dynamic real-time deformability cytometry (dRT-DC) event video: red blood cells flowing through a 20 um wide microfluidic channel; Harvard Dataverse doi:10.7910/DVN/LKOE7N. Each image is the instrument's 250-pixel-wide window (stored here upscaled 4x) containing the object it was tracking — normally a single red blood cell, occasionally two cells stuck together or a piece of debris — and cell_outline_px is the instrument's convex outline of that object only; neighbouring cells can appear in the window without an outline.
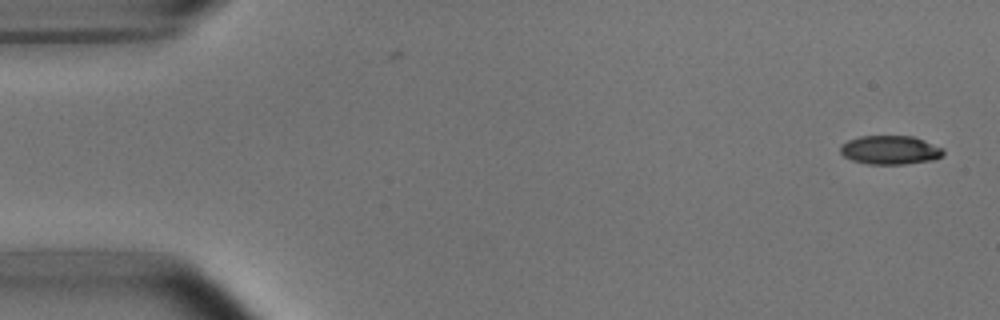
{"species": "common noctule bat (a hibernating species)", "species_latin": "Nyctalus noctula", "temperature_condition": "room temperature", "stored_images_in_passage": 53, "camera_frame_rate_fps": 3000, "um_per_image_px": 0.085, "animal": {"sex": "male", "body_mass_g": 15.6}, "frame": {"image": 1, "passage_image": 1, "time_ms": 0.0, "image_size_px": [1000, 320], "cell_outline_px": [[944, 156], [932, 160], [904, 164], [868, 164], [852, 160], [844, 156], [840, 152], [840, 144], [848, 140], [860, 136], [912, 136], [924, 140], [944, 148]], "centroid_in_image_um": [75.67, 12.75], "position_along_channel_um": 9.3, "area_um2": 17.4}}
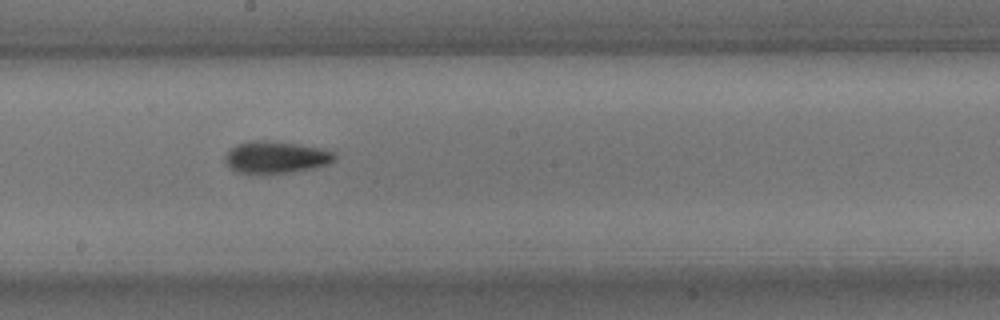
{"frame": {"image": 2, "passage_image": 28, "time_ms": 9.0, "image_size_px": [1000, 320], "cell_outline_px": [[336, 160], [328, 164], [312, 168], [292, 172], [236, 172], [224, 160], [224, 156], [236, 144], [252, 140], [264, 140], [296, 144], [320, 148], [336, 152]], "centroid_in_image_um": [23.48, 13.34], "position_along_channel_um": 224.7, "area_um2": 20.06}}
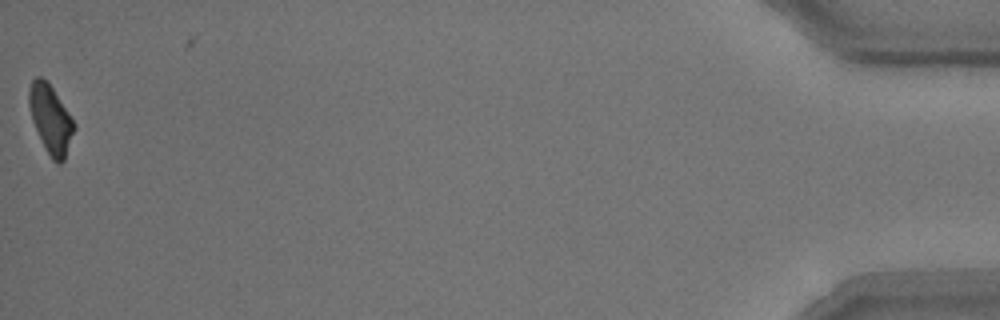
{"frame": {"image": 3, "passage_image": 52, "time_ms": 17.0, "image_size_px": [1000, 320], "cell_outline_px": [[76, 128], [64, 160], [60, 164], [56, 164], [52, 160], [32, 120], [28, 104], [28, 88], [32, 80], [36, 76], [40, 76], [48, 80], [76, 124]], "centroid_in_image_um": [4.31, 10.08], "position_along_channel_um": 430.9, "area_um2": 18.03}, "authors_computed_cell_mechanics": {"area_um2": 18.785, "velocity_mm_per_s": 3.7701, "shape_relaxation_time_tau1_ms": 3.9748, "shape_relaxation_time_tau2_ms": 3.4892, "deformation_change_tau1": 0.1541, "deformation_change_tau2": 0.1113}}